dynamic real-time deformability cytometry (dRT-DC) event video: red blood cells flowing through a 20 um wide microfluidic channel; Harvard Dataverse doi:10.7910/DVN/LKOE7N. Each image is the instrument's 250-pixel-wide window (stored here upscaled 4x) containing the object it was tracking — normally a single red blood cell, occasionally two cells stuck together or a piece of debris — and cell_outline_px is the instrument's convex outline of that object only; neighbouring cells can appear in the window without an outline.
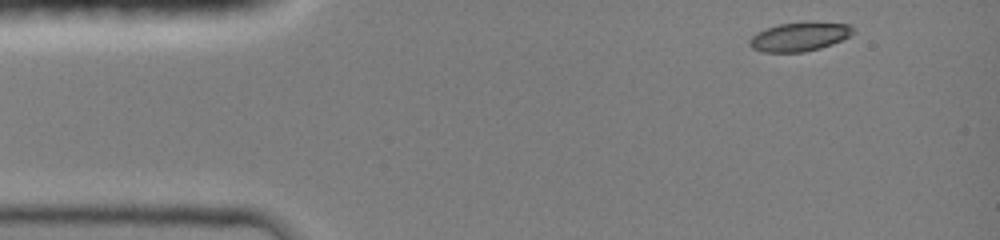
{"species": "common noctule bat (a hibernating species)", "species_latin": "Nyctalus noctula", "temperature_condition": "room temperature", "stored_images_in_passage": 39, "camera_frame_rate_fps": 3000, "um_per_image_px": 0.085, "animal": {"sex": "female", "body_mass_g": 19.0, "forearm_length_mm": 51.5}, "frame": {"image": 1, "passage_image": 1, "time_ms": 0.0, "image_size_px": [1000, 240], "cell_outline_px": [[856, 32], [832, 44], [820, 48], [804, 52], [760, 52], [752, 48], [748, 44], [748, 40], [756, 32], [764, 28], [776, 24], [848, 24], [856, 28]], "centroid_in_image_um": [67.88, 3.15], "position_along_channel_um": 17.1, "area_um2": 17.05}}
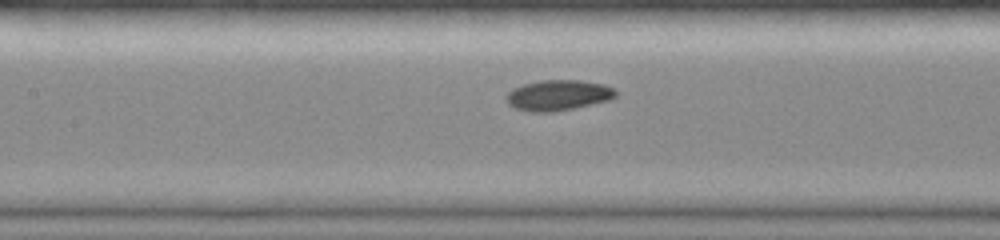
{"frame": {"image": 2, "passage_image": 17, "time_ms": 5.333, "image_size_px": [1000, 240], "cell_outline_px": [[616, 96], [608, 100], [572, 108], [552, 112], [532, 112], [516, 108], [508, 104], [508, 92], [512, 88], [524, 84], [540, 80], [580, 80], [604, 84], [612, 88], [616, 92]], "centroid_in_image_um": [47.43, 8.08], "position_along_channel_um": 160.0, "area_um2": 19.19}}
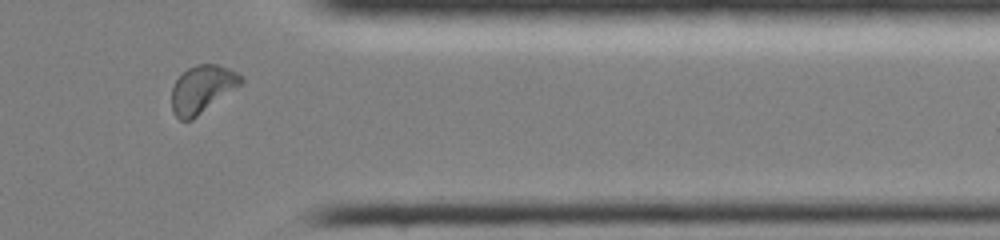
{"frame": {"image": 3, "passage_image": 34, "time_ms": 11.0, "image_size_px": [1000, 240], "cell_outline_px": [[244, 80], [240, 84], [192, 120], [180, 120], [172, 112], [172, 88], [176, 80], [188, 68], [196, 64], [216, 64], [228, 68], [244, 76]], "centroid_in_image_um": [17.17, 7.57], "position_along_channel_um": 394.2, "area_um2": 18.9}, "authors_computed_cell_mechanics": {"area_um2": 18.5538, "velocity_mm_per_s": 4.1763, "shape_relaxation_time_tau1_ms": 3.322, "shape_relaxation_time_tau2_ms": null, "deformation_change_tau1": 0.1206, "deformation_change_tau2": null}}